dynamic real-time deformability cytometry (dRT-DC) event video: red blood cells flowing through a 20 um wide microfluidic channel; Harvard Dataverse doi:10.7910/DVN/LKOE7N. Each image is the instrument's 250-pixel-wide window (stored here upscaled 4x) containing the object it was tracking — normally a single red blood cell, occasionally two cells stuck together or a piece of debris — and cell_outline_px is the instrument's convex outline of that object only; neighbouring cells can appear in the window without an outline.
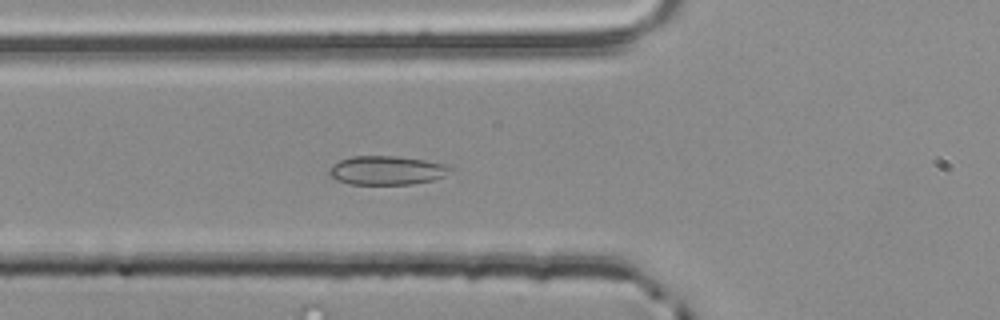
{"species": "common noctule bat (a hibernating species)", "species_latin": "Nyctalus noctula", "temperature_condition": "room temperature", "stored_images_in_passage": 42, "camera_frame_rate_fps": 3000, "um_per_image_px": 0.085, "animal": {"sex": "male", "body_mass_g": 20.4}, "frame": {"image": 1, "passage_image": 8, "time_ms": 2.333, "image_size_px": [1000, 320], "cell_outline_px": [[452, 168], [444, 176], [432, 180], [412, 184], [352, 184], [340, 180], [332, 176], [328, 172], [332, 164], [340, 160], [352, 156], [396, 156], [424, 160], [444, 164]], "centroid_in_image_um": [32.87, 14.47], "position_along_channel_um": 92.9, "area_um2": 20.06}}
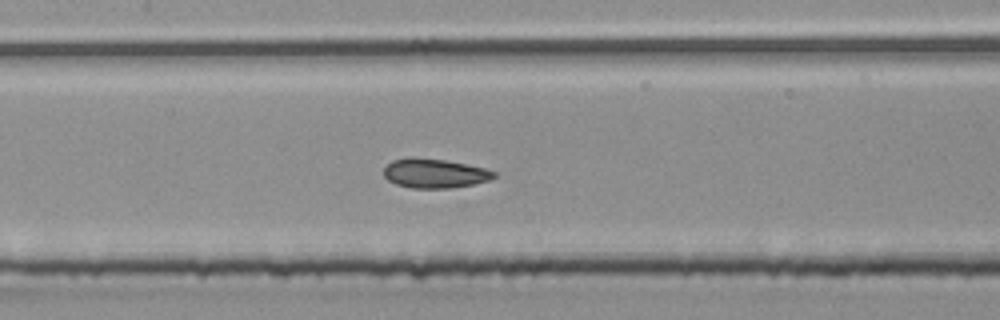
{"frame": {"image": 2, "passage_image": 14, "time_ms": 4.333, "image_size_px": [1000, 320], "cell_outline_px": [[496, 176], [488, 180], [472, 184], [452, 188], [412, 188], [396, 184], [388, 180], [384, 176], [384, 168], [392, 160], [444, 160], [484, 168], [496, 172]], "centroid_in_image_um": [36.97, 14.78], "position_along_channel_um": 170.4, "area_um2": 17.98}}
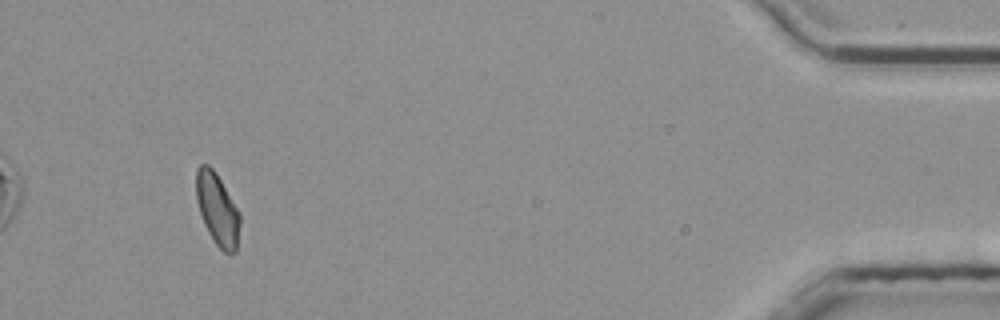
{"frame": {"image": 3, "passage_image": 39, "time_ms": 12.667, "image_size_px": [1000, 320], "cell_outline_px": [[240, 224], [236, 252], [224, 252], [216, 244], [208, 232], [204, 224], [196, 200], [196, 168], [200, 164], [208, 164], [216, 172], [240, 212]], "centroid_in_image_um": [18.47, 17.76], "position_along_channel_um": 416.7, "area_um2": 18.38}, "authors_computed_cell_mechanics": {"area_um2": 18.6405, "velocity_mm_per_s": 3.8464, "shape_relaxation_time_tau1_ms": null, "shape_relaxation_time_tau2_ms": 2.9734, "deformation_change_tau1": null, "deformation_change_tau2": 0.0766}}